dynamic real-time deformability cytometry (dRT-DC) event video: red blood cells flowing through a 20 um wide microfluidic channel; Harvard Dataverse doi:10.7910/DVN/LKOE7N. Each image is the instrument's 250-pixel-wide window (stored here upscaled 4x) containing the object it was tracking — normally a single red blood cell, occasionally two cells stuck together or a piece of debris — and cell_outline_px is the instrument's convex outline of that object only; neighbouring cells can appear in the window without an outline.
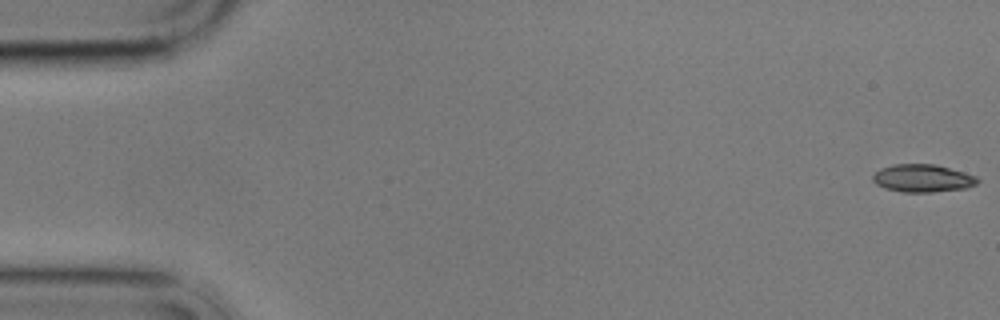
{"species": "common noctule bat (a hibernating species)", "species_latin": "Nyctalus noctula", "temperature_condition": "cold", "stored_images_in_passage": 26, "camera_frame_rate_fps": 3000, "um_per_image_px": 0.085, "animal": {"sex": "male", "body_mass_g": 17.9}, "frame": {"image": 1, "passage_image": 1, "time_ms": 0.0, "image_size_px": [1000, 320], "cell_outline_px": [[980, 180], [976, 184], [968, 188], [932, 192], [904, 192], [884, 188], [876, 184], [872, 180], [872, 176], [880, 168], [892, 164], [936, 164], [964, 172], [976, 176]], "centroid_in_image_um": [78.42, 15.15], "position_along_channel_um": 6.6, "area_um2": 17.05}}
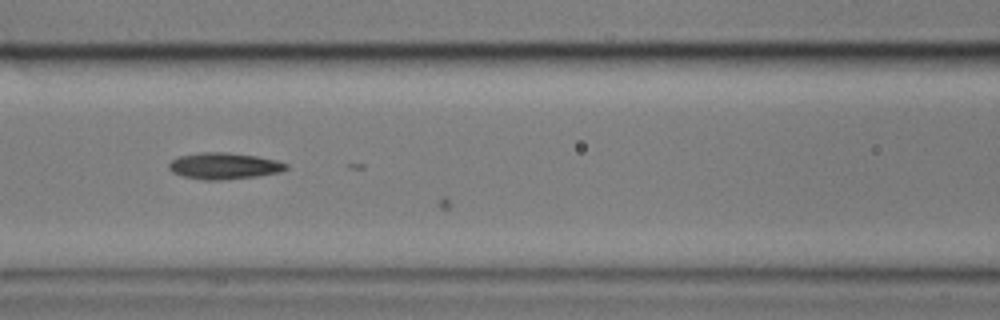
{"frame": {"image": 2, "passage_image": 25, "time_ms": 8.0, "image_size_px": [1000, 320], "cell_outline_px": [[288, 168], [280, 172], [256, 176], [220, 180], [204, 180], [184, 176], [172, 172], [168, 168], [168, 164], [172, 160], [180, 156], [200, 152], [228, 152], [256, 156], [276, 160], [288, 164]], "centroid_in_image_um": [19.04, 14.1], "position_along_channel_um": 147.6, "area_um2": 17.98}}